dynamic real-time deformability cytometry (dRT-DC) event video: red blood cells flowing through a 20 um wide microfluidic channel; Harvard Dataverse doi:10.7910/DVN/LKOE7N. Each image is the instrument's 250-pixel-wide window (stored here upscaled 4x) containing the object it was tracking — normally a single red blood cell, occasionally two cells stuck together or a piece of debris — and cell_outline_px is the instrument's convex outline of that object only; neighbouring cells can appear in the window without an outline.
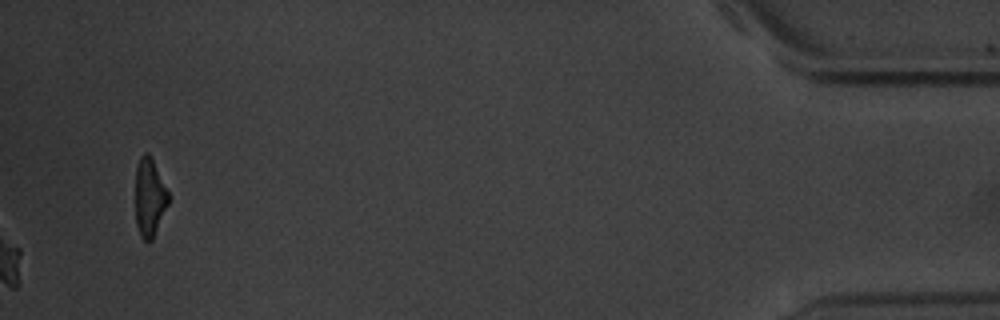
{"species": "common noctule bat (a hibernating species)", "species_latin": "Nyctalus noctula", "temperature_condition": "warm", "stored_images_in_passage": 17, "camera_frame_rate_fps": 3000, "um_per_image_px": 0.085, "animal": {"sex": "male", "body_mass_g": 20.1, "forearm_length_mm": 53.5}, "frame": {"image": 1, "passage_image": 17, "time_ms": 18.333, "image_size_px": [1000, 320], "cell_outline_px": [[168, 204], [152, 240], [144, 240], [140, 236], [136, 224], [136, 168], [140, 156], [144, 152], [148, 152], [168, 192]], "centroid_in_image_um": [12.69, 16.79], "position_along_channel_um": 422.5, "area_um2": 14.68}, "authors_computed_cell_mechanics": {"area_um2": 19.652, "velocity_mm_per_s": 3.3742, "shape_relaxation_time_tau1_ms": 4.8502, "shape_relaxation_time_tau2_ms": null, "deformation_change_tau1": 0.1737, "deformation_change_tau2": null}}